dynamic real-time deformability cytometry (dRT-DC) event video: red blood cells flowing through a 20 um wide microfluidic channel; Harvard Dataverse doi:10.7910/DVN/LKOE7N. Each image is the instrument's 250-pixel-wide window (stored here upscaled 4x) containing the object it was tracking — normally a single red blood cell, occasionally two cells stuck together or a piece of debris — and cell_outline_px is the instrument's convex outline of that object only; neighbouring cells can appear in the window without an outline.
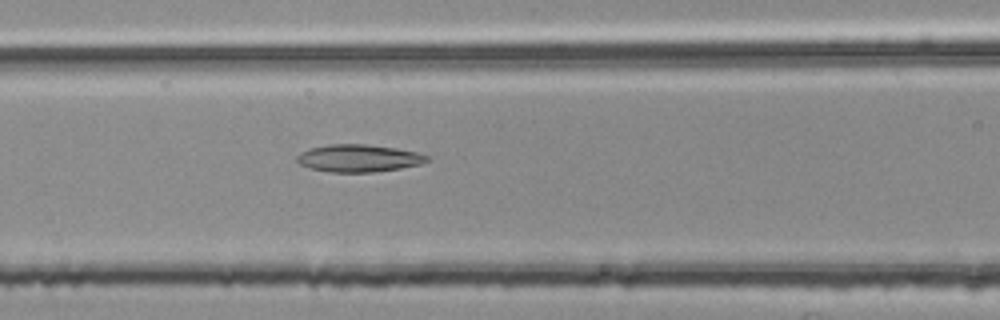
{"species": "common noctule bat (a hibernating species)", "species_latin": "Nyctalus noctula", "temperature_condition": "room temperature", "stored_images_in_passage": 35, "camera_frame_rate_fps": 3000, "um_per_image_px": 0.085, "animal": {"sex": "female", "body_mass_g": 25.1}, "frame": {"image": 1, "passage_image": 9, "time_ms": 2.667, "image_size_px": [1000, 320], "cell_outline_px": [[428, 160], [420, 164], [400, 168], [372, 172], [328, 172], [312, 168], [300, 164], [296, 160], [296, 156], [300, 152], [312, 148], [328, 144], [364, 144], [396, 148], [416, 152], [428, 156]], "centroid_in_image_um": [30.46, 13.44], "position_along_channel_um": 136.1, "area_um2": 20.58}}
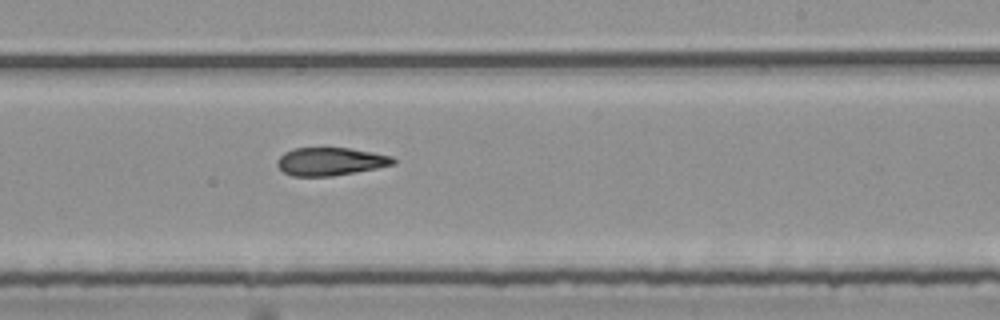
{"frame": {"image": 2, "passage_image": 19, "time_ms": 6.0, "image_size_px": [1000, 320], "cell_outline_px": [[396, 164], [376, 168], [332, 176], [292, 176], [284, 172], [276, 164], [276, 160], [284, 152], [292, 148], [348, 148], [372, 152], [392, 156], [396, 160]], "centroid_in_image_um": [28.07, 13.72], "position_along_channel_um": 260.9, "area_um2": 18.9}}
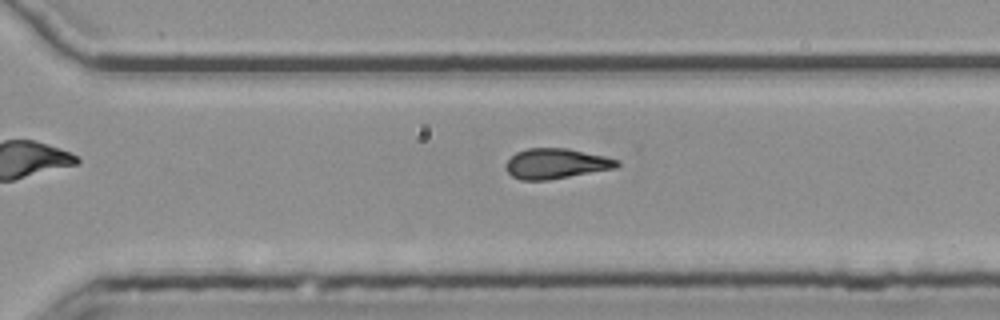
{"frame": {"image": 3, "passage_image": 24, "time_ms": 7.667, "image_size_px": [1000, 320], "cell_outline_px": [[620, 164], [616, 168], [548, 180], [520, 180], [512, 176], [508, 172], [504, 164], [516, 152], [528, 148], [568, 148], [604, 156], [620, 160]], "centroid_in_image_um": [47.26, 13.9], "position_along_channel_um": 323.3, "area_um2": 19.59}, "authors_computed_cell_mechanics": {"area_um2": 19.8832, "velocity_mm_per_s": 3.756, "shape_relaxation_time_tau1_ms": null, "shape_relaxation_time_tau2_ms": 5.6458, "deformation_change_tau1": null, "deformation_change_tau2": 0.1561}}